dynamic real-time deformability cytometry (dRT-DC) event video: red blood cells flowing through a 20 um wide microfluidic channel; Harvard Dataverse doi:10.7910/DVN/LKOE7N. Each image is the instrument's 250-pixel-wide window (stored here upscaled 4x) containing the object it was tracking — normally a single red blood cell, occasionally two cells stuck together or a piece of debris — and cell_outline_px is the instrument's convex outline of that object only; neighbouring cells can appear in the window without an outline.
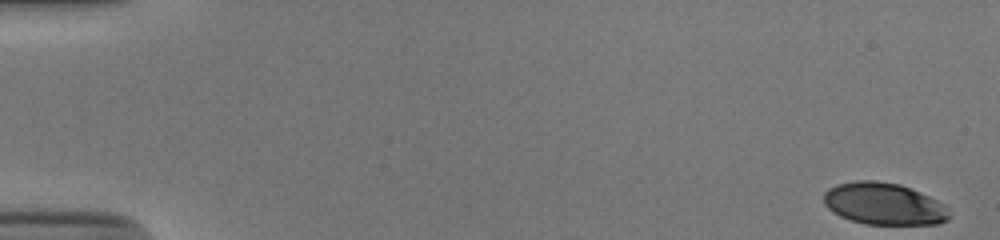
{"species": "human", "species_latin": "Homo sapiens", "temperature_condition": "cold", "stored_images_in_passage": 53, "camera_frame_rate_fps": 3000, "um_per_image_px": 0.085, "donor": {"sex": "male"}, "frame": {"image": 1, "passage_image": 1, "time_ms": 0.0, "image_size_px": [1000, 240], "cell_outline_px": [[952, 216], [948, 220], [940, 224], [864, 224], [840, 216], [832, 212], [824, 204], [824, 192], [828, 188], [836, 184], [856, 180], [876, 180], [900, 184], [920, 192], [944, 204], [948, 208]], "centroid_in_image_um": [75.14, 17.32], "position_along_channel_um": 9.9, "area_um2": 30.98}}
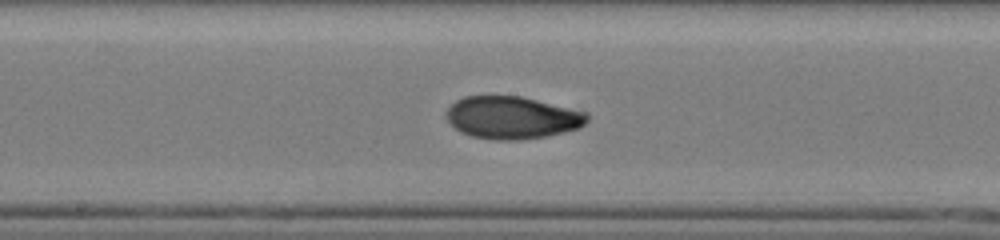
{"frame": {"image": 2, "passage_image": 29, "time_ms": 9.333, "image_size_px": [1000, 240], "cell_outline_px": [[588, 120], [580, 128], [548, 136], [520, 140], [496, 140], [472, 136], [460, 132], [448, 120], [448, 108], [456, 100], [464, 96], [520, 96], [584, 112], [588, 116]], "centroid_in_image_um": [43.53, 10.01], "position_along_channel_um": 204.7, "area_um2": 34.45}}
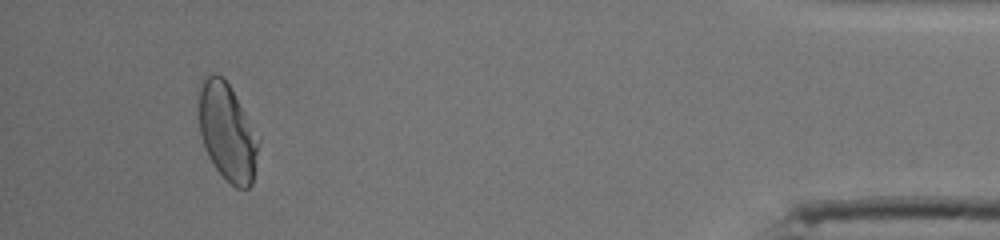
{"frame": {"image": 3, "passage_image": 50, "time_ms": 16.333, "image_size_px": [1000, 240], "cell_outline_px": [[260, 140], [252, 184], [248, 188], [236, 188], [216, 168], [208, 156], [204, 148], [200, 136], [200, 88], [204, 80], [212, 72], [216, 72], [228, 84], [240, 104]], "centroid_in_image_um": [19.33, 11.26], "position_along_channel_um": 415.9, "area_um2": 33.18}, "authors_computed_cell_mechanics": {"area_um2": 33.3506, "velocity_mm_per_s": 3.8688, "shape_relaxation_time_tau1_ms": 4.9791, "shape_relaxation_time_tau2_ms": 1.0071, "deformation_change_tau1": 0.1869, "deformation_change_tau2": 0.0487}}